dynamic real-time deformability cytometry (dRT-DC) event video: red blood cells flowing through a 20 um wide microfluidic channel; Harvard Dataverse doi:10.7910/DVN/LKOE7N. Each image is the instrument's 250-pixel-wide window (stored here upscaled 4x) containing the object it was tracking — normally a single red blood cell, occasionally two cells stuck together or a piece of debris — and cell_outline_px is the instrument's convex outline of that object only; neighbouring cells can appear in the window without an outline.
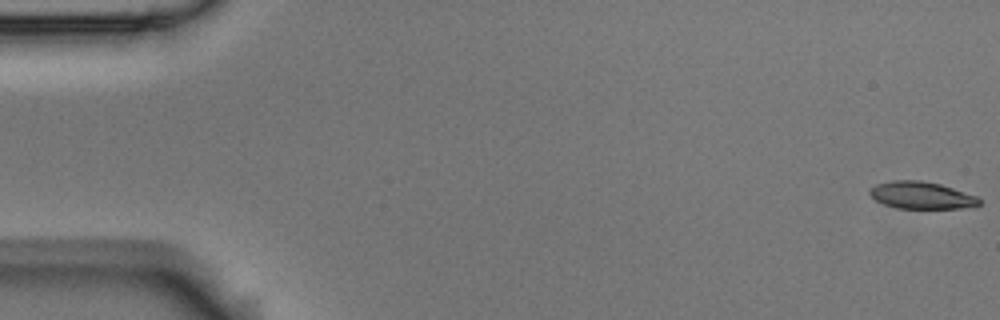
{"species": "Egyptian fruit bat (a non-hibernating species)", "species_latin": "Rousettus aegyptiacus", "temperature_condition": "room temperature", "stored_images_in_passage": 6, "camera_frame_rate_fps": 3000, "um_per_image_px": 0.085, "animal": {"sex": "male"}, "frame": {"image": 1, "passage_image": 1, "time_ms": 0.0, "image_size_px": [1000, 320], "cell_outline_px": [[980, 204], [976, 208], [896, 208], [884, 204], [876, 200], [868, 192], [868, 188], [876, 184], [892, 180], [920, 180], [940, 184], [976, 196], [980, 200]], "centroid_in_image_um": [78.32, 16.6], "position_along_channel_um": 6.7, "area_um2": 17.4}}
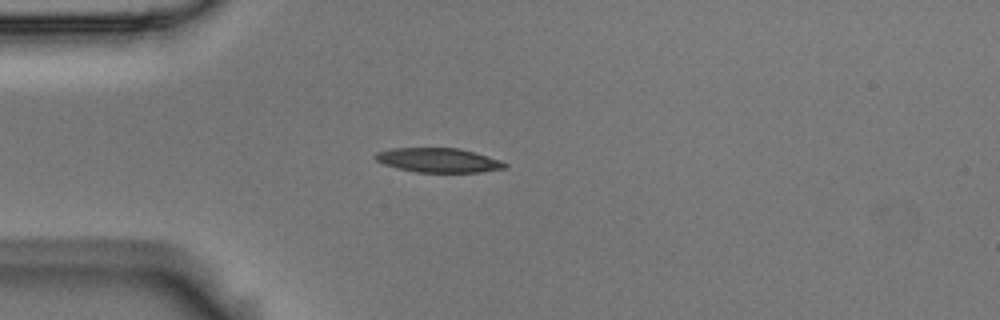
{"frame": {"image": 2, "passage_image": 5, "time_ms": 1.333, "image_size_px": [1000, 320], "cell_outline_px": [[508, 164], [504, 168], [480, 172], [416, 172], [384, 164], [376, 160], [372, 156], [376, 152], [392, 148], [460, 148], [500, 160]], "centroid_in_image_um": [37.24, 13.61], "position_along_channel_um": 47.8, "area_um2": 18.21}}